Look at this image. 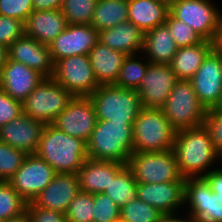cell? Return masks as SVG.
<instances>
[{
	"label": "cell",
	"instance_id": "4fadbf2b",
	"mask_svg": "<svg viewBox=\"0 0 222 222\" xmlns=\"http://www.w3.org/2000/svg\"><path fill=\"white\" fill-rule=\"evenodd\" d=\"M55 174L45 160L36 155H27L8 182L27 203H31L52 181Z\"/></svg>",
	"mask_w": 222,
	"mask_h": 222
},
{
	"label": "cell",
	"instance_id": "9c48e42d",
	"mask_svg": "<svg viewBox=\"0 0 222 222\" xmlns=\"http://www.w3.org/2000/svg\"><path fill=\"white\" fill-rule=\"evenodd\" d=\"M127 167L138 183H167L182 178L173 149L164 152H133Z\"/></svg>",
	"mask_w": 222,
	"mask_h": 222
},
{
	"label": "cell",
	"instance_id": "ee69618b",
	"mask_svg": "<svg viewBox=\"0 0 222 222\" xmlns=\"http://www.w3.org/2000/svg\"><path fill=\"white\" fill-rule=\"evenodd\" d=\"M64 0H32L34 10H60Z\"/></svg>",
	"mask_w": 222,
	"mask_h": 222
},
{
	"label": "cell",
	"instance_id": "8992f818",
	"mask_svg": "<svg viewBox=\"0 0 222 222\" xmlns=\"http://www.w3.org/2000/svg\"><path fill=\"white\" fill-rule=\"evenodd\" d=\"M97 120L134 124L142 105L138 92L114 84L100 85L90 96Z\"/></svg>",
	"mask_w": 222,
	"mask_h": 222
},
{
	"label": "cell",
	"instance_id": "4316f807",
	"mask_svg": "<svg viewBox=\"0 0 222 222\" xmlns=\"http://www.w3.org/2000/svg\"><path fill=\"white\" fill-rule=\"evenodd\" d=\"M170 7L158 0H128V21L144 33L164 25Z\"/></svg>",
	"mask_w": 222,
	"mask_h": 222
},
{
	"label": "cell",
	"instance_id": "7dc6e473",
	"mask_svg": "<svg viewBox=\"0 0 222 222\" xmlns=\"http://www.w3.org/2000/svg\"><path fill=\"white\" fill-rule=\"evenodd\" d=\"M8 60V47L0 43V71Z\"/></svg>",
	"mask_w": 222,
	"mask_h": 222
},
{
	"label": "cell",
	"instance_id": "8fae6325",
	"mask_svg": "<svg viewBox=\"0 0 222 222\" xmlns=\"http://www.w3.org/2000/svg\"><path fill=\"white\" fill-rule=\"evenodd\" d=\"M210 0H179L170 14L186 23L204 40L214 42L222 12Z\"/></svg>",
	"mask_w": 222,
	"mask_h": 222
},
{
	"label": "cell",
	"instance_id": "c3c4849f",
	"mask_svg": "<svg viewBox=\"0 0 222 222\" xmlns=\"http://www.w3.org/2000/svg\"><path fill=\"white\" fill-rule=\"evenodd\" d=\"M0 222H29V219H28L27 212L25 211L24 213H22L16 217L9 218V219H6V220L0 221Z\"/></svg>",
	"mask_w": 222,
	"mask_h": 222
},
{
	"label": "cell",
	"instance_id": "ac0fdd59",
	"mask_svg": "<svg viewBox=\"0 0 222 222\" xmlns=\"http://www.w3.org/2000/svg\"><path fill=\"white\" fill-rule=\"evenodd\" d=\"M185 178L167 183H138L137 197L164 215L179 214L184 205ZM179 209V210H178Z\"/></svg>",
	"mask_w": 222,
	"mask_h": 222
},
{
	"label": "cell",
	"instance_id": "9a60e30c",
	"mask_svg": "<svg viewBox=\"0 0 222 222\" xmlns=\"http://www.w3.org/2000/svg\"><path fill=\"white\" fill-rule=\"evenodd\" d=\"M178 81L169 64L150 63L136 90L142 108H162Z\"/></svg>",
	"mask_w": 222,
	"mask_h": 222
},
{
	"label": "cell",
	"instance_id": "7402d4cb",
	"mask_svg": "<svg viewBox=\"0 0 222 222\" xmlns=\"http://www.w3.org/2000/svg\"><path fill=\"white\" fill-rule=\"evenodd\" d=\"M127 165L111 160L87 158L77 172L80 190L90 193H103Z\"/></svg>",
	"mask_w": 222,
	"mask_h": 222
},
{
	"label": "cell",
	"instance_id": "3957f363",
	"mask_svg": "<svg viewBox=\"0 0 222 222\" xmlns=\"http://www.w3.org/2000/svg\"><path fill=\"white\" fill-rule=\"evenodd\" d=\"M198 222H222V168L203 177L185 178L184 207Z\"/></svg>",
	"mask_w": 222,
	"mask_h": 222
},
{
	"label": "cell",
	"instance_id": "f1b7e54d",
	"mask_svg": "<svg viewBox=\"0 0 222 222\" xmlns=\"http://www.w3.org/2000/svg\"><path fill=\"white\" fill-rule=\"evenodd\" d=\"M128 21V0H98L91 26L98 32Z\"/></svg>",
	"mask_w": 222,
	"mask_h": 222
},
{
	"label": "cell",
	"instance_id": "bcb514c9",
	"mask_svg": "<svg viewBox=\"0 0 222 222\" xmlns=\"http://www.w3.org/2000/svg\"><path fill=\"white\" fill-rule=\"evenodd\" d=\"M213 48L222 55V15L219 20L218 30L213 42Z\"/></svg>",
	"mask_w": 222,
	"mask_h": 222
},
{
	"label": "cell",
	"instance_id": "d4e9b609",
	"mask_svg": "<svg viewBox=\"0 0 222 222\" xmlns=\"http://www.w3.org/2000/svg\"><path fill=\"white\" fill-rule=\"evenodd\" d=\"M94 76L99 85L115 84L126 54L98 41L88 53Z\"/></svg>",
	"mask_w": 222,
	"mask_h": 222
},
{
	"label": "cell",
	"instance_id": "f546056e",
	"mask_svg": "<svg viewBox=\"0 0 222 222\" xmlns=\"http://www.w3.org/2000/svg\"><path fill=\"white\" fill-rule=\"evenodd\" d=\"M138 182L132 171L126 166L103 192L113 199L120 208L137 198Z\"/></svg>",
	"mask_w": 222,
	"mask_h": 222
},
{
	"label": "cell",
	"instance_id": "7a4b0ae2",
	"mask_svg": "<svg viewBox=\"0 0 222 222\" xmlns=\"http://www.w3.org/2000/svg\"><path fill=\"white\" fill-rule=\"evenodd\" d=\"M35 155L45 160L56 173L77 174L88 158L87 143L50 124L42 132Z\"/></svg>",
	"mask_w": 222,
	"mask_h": 222
},
{
	"label": "cell",
	"instance_id": "ab89813d",
	"mask_svg": "<svg viewBox=\"0 0 222 222\" xmlns=\"http://www.w3.org/2000/svg\"><path fill=\"white\" fill-rule=\"evenodd\" d=\"M33 11L32 0H0V15L25 22Z\"/></svg>",
	"mask_w": 222,
	"mask_h": 222
},
{
	"label": "cell",
	"instance_id": "d590c367",
	"mask_svg": "<svg viewBox=\"0 0 222 222\" xmlns=\"http://www.w3.org/2000/svg\"><path fill=\"white\" fill-rule=\"evenodd\" d=\"M27 155L0 141V181H8L21 167Z\"/></svg>",
	"mask_w": 222,
	"mask_h": 222
},
{
	"label": "cell",
	"instance_id": "681fc988",
	"mask_svg": "<svg viewBox=\"0 0 222 222\" xmlns=\"http://www.w3.org/2000/svg\"><path fill=\"white\" fill-rule=\"evenodd\" d=\"M159 2L166 4L168 7H171L174 3L178 2L179 0H158Z\"/></svg>",
	"mask_w": 222,
	"mask_h": 222
},
{
	"label": "cell",
	"instance_id": "ba28073f",
	"mask_svg": "<svg viewBox=\"0 0 222 222\" xmlns=\"http://www.w3.org/2000/svg\"><path fill=\"white\" fill-rule=\"evenodd\" d=\"M73 97L52 77L45 78L22 102V112L32 119L50 125Z\"/></svg>",
	"mask_w": 222,
	"mask_h": 222
},
{
	"label": "cell",
	"instance_id": "5b68a950",
	"mask_svg": "<svg viewBox=\"0 0 222 222\" xmlns=\"http://www.w3.org/2000/svg\"><path fill=\"white\" fill-rule=\"evenodd\" d=\"M176 132L162 108H142L133 124V152L169 151Z\"/></svg>",
	"mask_w": 222,
	"mask_h": 222
},
{
	"label": "cell",
	"instance_id": "74e56055",
	"mask_svg": "<svg viewBox=\"0 0 222 222\" xmlns=\"http://www.w3.org/2000/svg\"><path fill=\"white\" fill-rule=\"evenodd\" d=\"M93 222H120V207L105 193L93 194Z\"/></svg>",
	"mask_w": 222,
	"mask_h": 222
},
{
	"label": "cell",
	"instance_id": "83f0119b",
	"mask_svg": "<svg viewBox=\"0 0 222 222\" xmlns=\"http://www.w3.org/2000/svg\"><path fill=\"white\" fill-rule=\"evenodd\" d=\"M212 49L213 42L207 40L197 45L178 48L169 65L179 80H190Z\"/></svg>",
	"mask_w": 222,
	"mask_h": 222
},
{
	"label": "cell",
	"instance_id": "e0dca14e",
	"mask_svg": "<svg viewBox=\"0 0 222 222\" xmlns=\"http://www.w3.org/2000/svg\"><path fill=\"white\" fill-rule=\"evenodd\" d=\"M80 191L77 174L56 173L52 181L27 204V207H40L65 214L69 204Z\"/></svg>",
	"mask_w": 222,
	"mask_h": 222
},
{
	"label": "cell",
	"instance_id": "7bdbcfd3",
	"mask_svg": "<svg viewBox=\"0 0 222 222\" xmlns=\"http://www.w3.org/2000/svg\"><path fill=\"white\" fill-rule=\"evenodd\" d=\"M26 212L29 222H66L63 213L40 207H27Z\"/></svg>",
	"mask_w": 222,
	"mask_h": 222
},
{
	"label": "cell",
	"instance_id": "7c38bea8",
	"mask_svg": "<svg viewBox=\"0 0 222 222\" xmlns=\"http://www.w3.org/2000/svg\"><path fill=\"white\" fill-rule=\"evenodd\" d=\"M96 123L97 116L91 98L89 96H74L52 125L87 143Z\"/></svg>",
	"mask_w": 222,
	"mask_h": 222
},
{
	"label": "cell",
	"instance_id": "1f68e13d",
	"mask_svg": "<svg viewBox=\"0 0 222 222\" xmlns=\"http://www.w3.org/2000/svg\"><path fill=\"white\" fill-rule=\"evenodd\" d=\"M163 216L158 209L138 197L120 208V222H160Z\"/></svg>",
	"mask_w": 222,
	"mask_h": 222
},
{
	"label": "cell",
	"instance_id": "b9f144b4",
	"mask_svg": "<svg viewBox=\"0 0 222 222\" xmlns=\"http://www.w3.org/2000/svg\"><path fill=\"white\" fill-rule=\"evenodd\" d=\"M22 113V102L11 98L0 89V127L17 118Z\"/></svg>",
	"mask_w": 222,
	"mask_h": 222
},
{
	"label": "cell",
	"instance_id": "44dd1931",
	"mask_svg": "<svg viewBox=\"0 0 222 222\" xmlns=\"http://www.w3.org/2000/svg\"><path fill=\"white\" fill-rule=\"evenodd\" d=\"M44 79L38 71L20 62L7 60L0 71V89L11 98L23 102Z\"/></svg>",
	"mask_w": 222,
	"mask_h": 222
},
{
	"label": "cell",
	"instance_id": "4dcf8cb0",
	"mask_svg": "<svg viewBox=\"0 0 222 222\" xmlns=\"http://www.w3.org/2000/svg\"><path fill=\"white\" fill-rule=\"evenodd\" d=\"M136 56V54L127 55L114 85L125 89H138L142 79L145 77L150 62L147 58L144 62L138 61Z\"/></svg>",
	"mask_w": 222,
	"mask_h": 222
},
{
	"label": "cell",
	"instance_id": "603a6c76",
	"mask_svg": "<svg viewBox=\"0 0 222 222\" xmlns=\"http://www.w3.org/2000/svg\"><path fill=\"white\" fill-rule=\"evenodd\" d=\"M67 25L61 10H34L24 22V33L43 45H49Z\"/></svg>",
	"mask_w": 222,
	"mask_h": 222
},
{
	"label": "cell",
	"instance_id": "6da1fadb",
	"mask_svg": "<svg viewBox=\"0 0 222 222\" xmlns=\"http://www.w3.org/2000/svg\"><path fill=\"white\" fill-rule=\"evenodd\" d=\"M173 151L183 178L203 177L213 170V164L222 161L204 124L177 131Z\"/></svg>",
	"mask_w": 222,
	"mask_h": 222
},
{
	"label": "cell",
	"instance_id": "8d00e7d4",
	"mask_svg": "<svg viewBox=\"0 0 222 222\" xmlns=\"http://www.w3.org/2000/svg\"><path fill=\"white\" fill-rule=\"evenodd\" d=\"M165 25L168 27L178 48L197 45L204 41L190 26L173 17L170 13Z\"/></svg>",
	"mask_w": 222,
	"mask_h": 222
},
{
	"label": "cell",
	"instance_id": "f6af8a7d",
	"mask_svg": "<svg viewBox=\"0 0 222 222\" xmlns=\"http://www.w3.org/2000/svg\"><path fill=\"white\" fill-rule=\"evenodd\" d=\"M177 214L174 215H164L160 222H198L195 218L187 216L186 218H179Z\"/></svg>",
	"mask_w": 222,
	"mask_h": 222
},
{
	"label": "cell",
	"instance_id": "d6a6232c",
	"mask_svg": "<svg viewBox=\"0 0 222 222\" xmlns=\"http://www.w3.org/2000/svg\"><path fill=\"white\" fill-rule=\"evenodd\" d=\"M98 0H64L61 12L68 25H91Z\"/></svg>",
	"mask_w": 222,
	"mask_h": 222
},
{
	"label": "cell",
	"instance_id": "f35d334b",
	"mask_svg": "<svg viewBox=\"0 0 222 222\" xmlns=\"http://www.w3.org/2000/svg\"><path fill=\"white\" fill-rule=\"evenodd\" d=\"M24 22L12 17L0 15V43L9 47L23 36Z\"/></svg>",
	"mask_w": 222,
	"mask_h": 222
},
{
	"label": "cell",
	"instance_id": "52a82bcc",
	"mask_svg": "<svg viewBox=\"0 0 222 222\" xmlns=\"http://www.w3.org/2000/svg\"><path fill=\"white\" fill-rule=\"evenodd\" d=\"M162 110L176 131L203 125L207 111L200 103L190 80H179L176 83Z\"/></svg>",
	"mask_w": 222,
	"mask_h": 222
},
{
	"label": "cell",
	"instance_id": "cb8c5ba5",
	"mask_svg": "<svg viewBox=\"0 0 222 222\" xmlns=\"http://www.w3.org/2000/svg\"><path fill=\"white\" fill-rule=\"evenodd\" d=\"M144 38L145 33L130 21L99 32L100 42L126 55L141 54Z\"/></svg>",
	"mask_w": 222,
	"mask_h": 222
},
{
	"label": "cell",
	"instance_id": "277c9868",
	"mask_svg": "<svg viewBox=\"0 0 222 222\" xmlns=\"http://www.w3.org/2000/svg\"><path fill=\"white\" fill-rule=\"evenodd\" d=\"M133 153V124L97 120L87 142L88 158L127 165Z\"/></svg>",
	"mask_w": 222,
	"mask_h": 222
},
{
	"label": "cell",
	"instance_id": "e575fe53",
	"mask_svg": "<svg viewBox=\"0 0 222 222\" xmlns=\"http://www.w3.org/2000/svg\"><path fill=\"white\" fill-rule=\"evenodd\" d=\"M65 216L66 222H93V194L80 191L69 204Z\"/></svg>",
	"mask_w": 222,
	"mask_h": 222
},
{
	"label": "cell",
	"instance_id": "ffe728a7",
	"mask_svg": "<svg viewBox=\"0 0 222 222\" xmlns=\"http://www.w3.org/2000/svg\"><path fill=\"white\" fill-rule=\"evenodd\" d=\"M8 60L20 62L45 78L53 75L54 63L49 46L25 34L8 47Z\"/></svg>",
	"mask_w": 222,
	"mask_h": 222
},
{
	"label": "cell",
	"instance_id": "60d3db41",
	"mask_svg": "<svg viewBox=\"0 0 222 222\" xmlns=\"http://www.w3.org/2000/svg\"><path fill=\"white\" fill-rule=\"evenodd\" d=\"M203 124L208 129L216 152L222 157V114L208 109Z\"/></svg>",
	"mask_w": 222,
	"mask_h": 222
},
{
	"label": "cell",
	"instance_id": "5bb4252c",
	"mask_svg": "<svg viewBox=\"0 0 222 222\" xmlns=\"http://www.w3.org/2000/svg\"><path fill=\"white\" fill-rule=\"evenodd\" d=\"M190 81L205 109H214L222 96V55L213 48Z\"/></svg>",
	"mask_w": 222,
	"mask_h": 222
},
{
	"label": "cell",
	"instance_id": "f907efd6",
	"mask_svg": "<svg viewBox=\"0 0 222 222\" xmlns=\"http://www.w3.org/2000/svg\"><path fill=\"white\" fill-rule=\"evenodd\" d=\"M218 113H221L222 114V96H221V99H220V102L219 104L214 108Z\"/></svg>",
	"mask_w": 222,
	"mask_h": 222
},
{
	"label": "cell",
	"instance_id": "30bf717a",
	"mask_svg": "<svg viewBox=\"0 0 222 222\" xmlns=\"http://www.w3.org/2000/svg\"><path fill=\"white\" fill-rule=\"evenodd\" d=\"M52 78L73 96H90L98 84L88 55H75L54 63Z\"/></svg>",
	"mask_w": 222,
	"mask_h": 222
},
{
	"label": "cell",
	"instance_id": "836d02e7",
	"mask_svg": "<svg viewBox=\"0 0 222 222\" xmlns=\"http://www.w3.org/2000/svg\"><path fill=\"white\" fill-rule=\"evenodd\" d=\"M27 204L8 181H0V221L24 213Z\"/></svg>",
	"mask_w": 222,
	"mask_h": 222
},
{
	"label": "cell",
	"instance_id": "2e32d148",
	"mask_svg": "<svg viewBox=\"0 0 222 222\" xmlns=\"http://www.w3.org/2000/svg\"><path fill=\"white\" fill-rule=\"evenodd\" d=\"M99 41V32L91 25H67L66 29L50 43L53 63L75 55H88Z\"/></svg>",
	"mask_w": 222,
	"mask_h": 222
},
{
	"label": "cell",
	"instance_id": "d6986e66",
	"mask_svg": "<svg viewBox=\"0 0 222 222\" xmlns=\"http://www.w3.org/2000/svg\"><path fill=\"white\" fill-rule=\"evenodd\" d=\"M45 126L43 122L22 113L0 127V141L19 149L26 155H35Z\"/></svg>",
	"mask_w": 222,
	"mask_h": 222
},
{
	"label": "cell",
	"instance_id": "484cf974",
	"mask_svg": "<svg viewBox=\"0 0 222 222\" xmlns=\"http://www.w3.org/2000/svg\"><path fill=\"white\" fill-rule=\"evenodd\" d=\"M177 45L168 27L164 24L145 32L142 57L150 63L170 64L177 52Z\"/></svg>",
	"mask_w": 222,
	"mask_h": 222
}]
</instances>
